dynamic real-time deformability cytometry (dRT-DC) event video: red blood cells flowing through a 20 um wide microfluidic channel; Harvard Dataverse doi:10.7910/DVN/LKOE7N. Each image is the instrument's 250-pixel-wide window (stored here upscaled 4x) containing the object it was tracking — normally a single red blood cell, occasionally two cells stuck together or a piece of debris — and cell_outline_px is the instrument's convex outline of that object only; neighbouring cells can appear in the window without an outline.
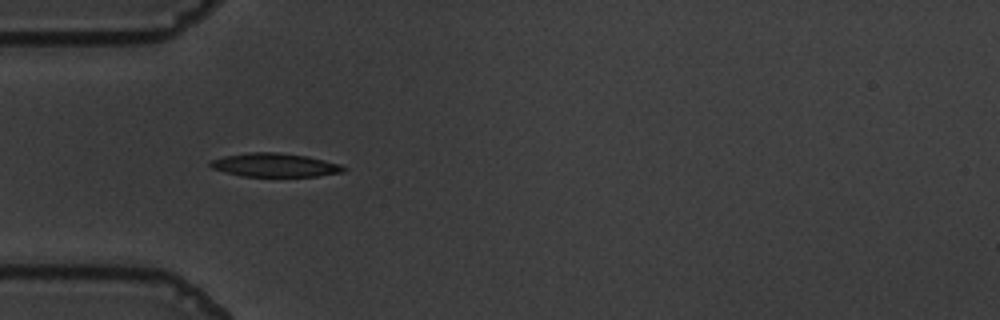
{"species": "common noctule bat (a hibernating species)", "species_latin": "Nyctalus noctula", "temperature_condition": "warm", "stored_images_in_passage": 13, "camera_frame_rate_fps": 3000, "um_per_image_px": 0.085, "animal": {"sex": "male", "body_mass_g": 19.5, "forearm_length_mm": 54.6}, "frame": {"image": 1, "passage_image": 6, "time_ms": 1.667, "image_size_px": [1000, 320], "cell_outline_px": [[348, 168], [344, 172], [316, 176], [240, 176], [212, 168], [208, 164], [208, 160], [224, 156], [248, 152], [276, 152], [308, 156], [340, 164]], "centroid_in_image_um": [23.34, 14.02], "position_along_channel_um": 61.7, "area_um2": 18.44}}
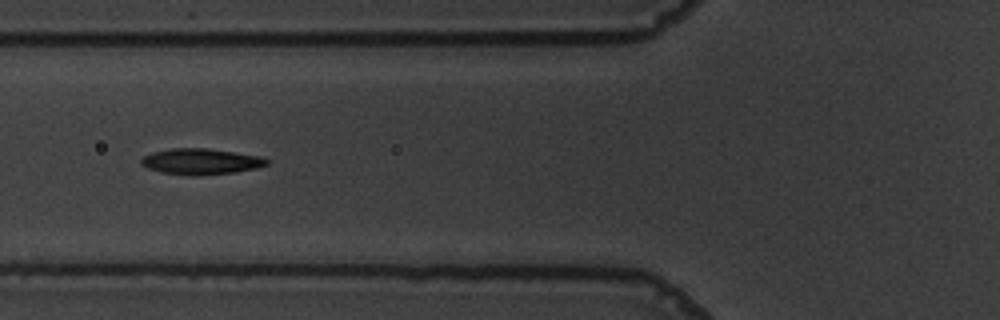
{"frame": {"image": 2, "passage_image": 10, "time_ms": 3.0, "image_size_px": [1000, 320], "cell_outline_px": [[268, 164], [256, 168], [236, 172], [196, 176], [160, 172], [148, 168], [140, 164], [140, 160], [144, 156], [152, 152], [172, 148], [208, 148], [260, 156], [268, 160]], "centroid_in_image_um": [17.06, 13.73], "position_along_channel_um": 108.7, "area_um2": 18.96}}